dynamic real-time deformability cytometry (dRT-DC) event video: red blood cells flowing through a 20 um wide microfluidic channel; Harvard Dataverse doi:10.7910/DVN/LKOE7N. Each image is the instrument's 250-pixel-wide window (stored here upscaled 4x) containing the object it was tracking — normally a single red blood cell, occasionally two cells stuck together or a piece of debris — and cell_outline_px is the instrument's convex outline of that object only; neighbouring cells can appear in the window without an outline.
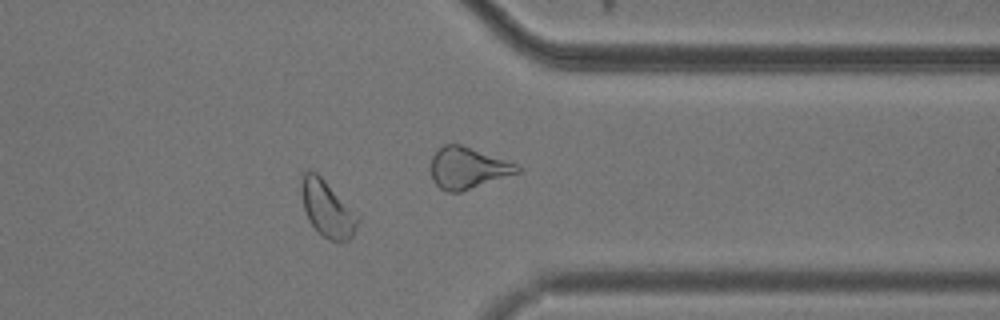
{"species": "common noctule bat (a hibernating species)", "species_latin": "Nyctalus noctula", "temperature_condition": "cold", "stored_images_in_passage": 43, "camera_frame_rate_fps": 3000, "um_per_image_px": 0.085, "animal": {"sex": "male", "body_mass_g": 20.5, "forearm_length_mm": 52.5}, "frame": {"image": 1, "passage_image": 31, "time_ms": 10.0, "image_size_px": [1000, 320], "cell_outline_px": [[360, 220], [352, 236], [348, 240], [328, 240], [308, 220], [304, 208], [300, 192], [300, 180], [304, 172], [316, 172], [360, 216]], "centroid_in_image_um": [27.81, 17.73], "position_along_channel_um": 383.6, "area_um2": 18.26}}
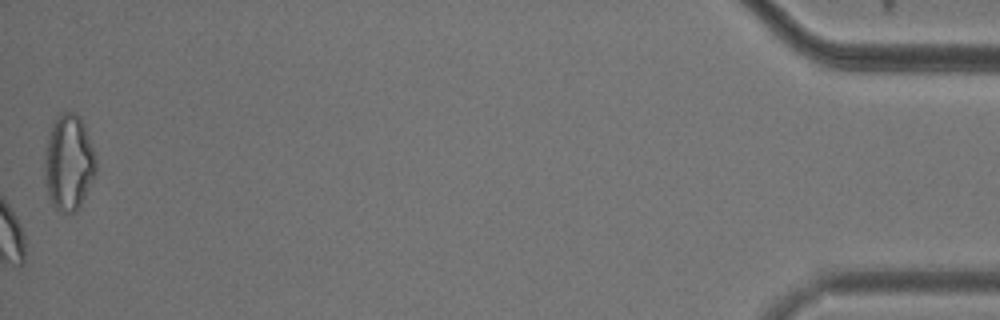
{"frame": {"image": 2, "passage_image": 43, "time_ms": 14.0, "image_size_px": [1000, 320], "cell_outline_px": [[96, 172], [80, 208], [76, 212], [60, 212], [48, 200], [44, 180], [44, 160], [48, 136], [52, 124], [60, 112], [76, 112], [80, 116], [84, 124], [96, 152]], "centroid_in_image_um": [5.84, 13.83], "position_along_channel_um": 429.4, "area_um2": 29.36}, "authors_computed_cell_mechanics": {"area_um2": 17.3978, "velocity_mm_per_s": 3.6983, "shape_relaxation_time_tau1_ms": null, "shape_relaxation_time_tau2_ms": 2.4552, "deformation_change_tau1": null, "deformation_change_tau2": 0.0531}}